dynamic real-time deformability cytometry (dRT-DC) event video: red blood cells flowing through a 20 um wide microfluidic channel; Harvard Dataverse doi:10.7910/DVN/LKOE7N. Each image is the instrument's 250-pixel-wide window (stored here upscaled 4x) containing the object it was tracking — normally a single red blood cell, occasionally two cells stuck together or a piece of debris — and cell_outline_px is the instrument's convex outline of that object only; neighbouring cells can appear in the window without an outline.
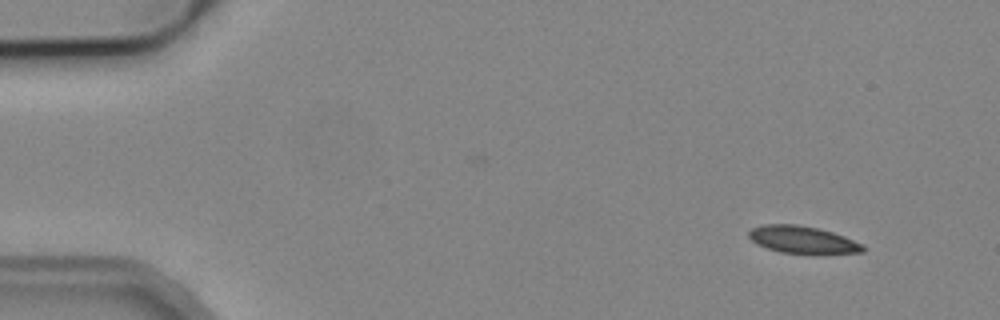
{"species": "common noctule bat (a hibernating species)", "species_latin": "Nyctalus noctula", "temperature_condition": "cold", "stored_images_in_passage": 5, "camera_frame_rate_fps": 3000, "um_per_image_px": 0.085, "animal": {"sex": "male", "body_mass_g": 19.2, "forearm_length_mm": 51.8}, "frame": {"image": 1, "passage_image": 1, "time_ms": 0.0, "image_size_px": [1000, 320], "cell_outline_px": [[864, 252], [824, 256], [780, 252], [756, 244], [748, 236], [748, 232], [752, 228], [760, 224], [796, 224], [816, 228], [832, 232], [844, 236], [864, 244]], "centroid_in_image_um": [68.27, 20.42], "position_along_channel_um": 16.7, "area_um2": 18.84}}
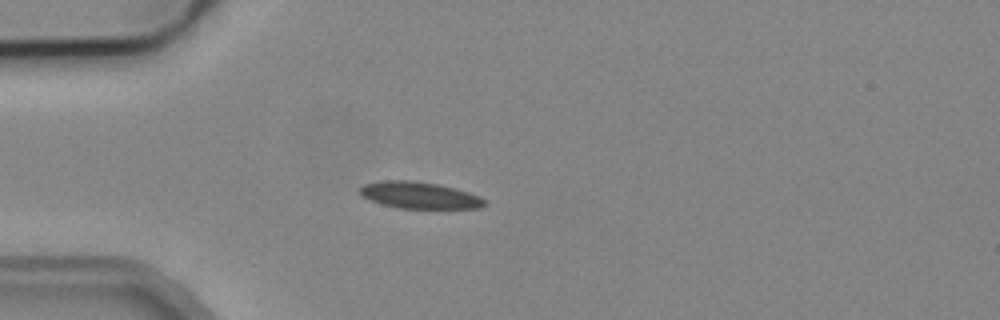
{"frame": {"image": 2, "passage_image": 4, "time_ms": 3.333, "image_size_px": [1000, 320], "cell_outline_px": [[488, 204], [480, 208], [396, 208], [380, 204], [368, 200], [360, 196], [360, 188], [364, 184], [384, 180], [412, 180], [440, 184], [468, 192], [480, 196], [488, 200]], "centroid_in_image_um": [35.65, 16.6], "position_along_channel_um": 49.3, "area_um2": 19.71}}